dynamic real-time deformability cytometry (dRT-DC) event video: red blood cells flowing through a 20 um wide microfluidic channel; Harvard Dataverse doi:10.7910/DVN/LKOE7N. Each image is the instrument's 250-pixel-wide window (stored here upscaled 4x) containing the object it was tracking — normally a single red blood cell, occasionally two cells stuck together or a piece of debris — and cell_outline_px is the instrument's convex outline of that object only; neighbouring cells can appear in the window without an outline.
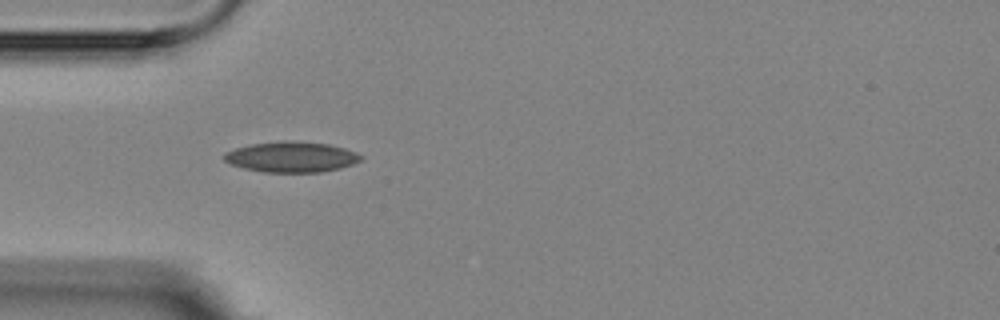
{"species": "Egyptian fruit bat (a non-hibernating species)", "species_latin": "Rousettus aegyptiacus", "temperature_condition": "room temperature", "stored_images_in_passage": 4, "camera_frame_rate_fps": 3000, "um_per_image_px": 0.085, "animal": {"sex": "female"}, "frame": {"image": 1, "passage_image": 1, "time_ms": 0.0, "image_size_px": [1000, 320], "cell_outline_px": [[364, 156], [360, 160], [352, 164], [340, 168], [320, 172], [264, 172], [244, 168], [232, 164], [224, 160], [224, 152], [236, 148], [252, 144], [280, 140], [288, 140], [328, 144], [344, 148], [356, 152]], "centroid_in_image_um": [24.77, 13.33], "position_along_channel_um": 60.2, "area_um2": 24.28}}
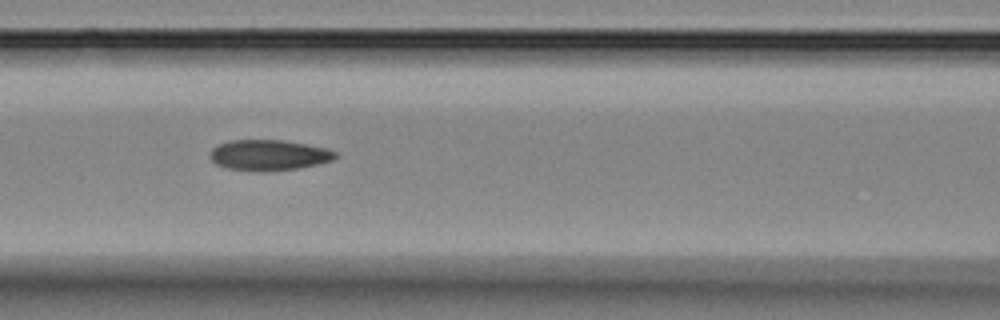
{"frame": {"image": 2, "passage_image": 3, "time_ms": 2.333, "image_size_px": [1000, 320], "cell_outline_px": [[340, 156], [332, 160], [300, 168], [260, 172], [256, 172], [224, 168], [216, 164], [208, 156], [212, 148], [220, 144], [232, 140], [284, 140], [308, 144], [324, 148], [336, 152]], "centroid_in_image_um": [22.83, 13.19], "position_along_channel_um": 143.8, "area_um2": 22.6}}
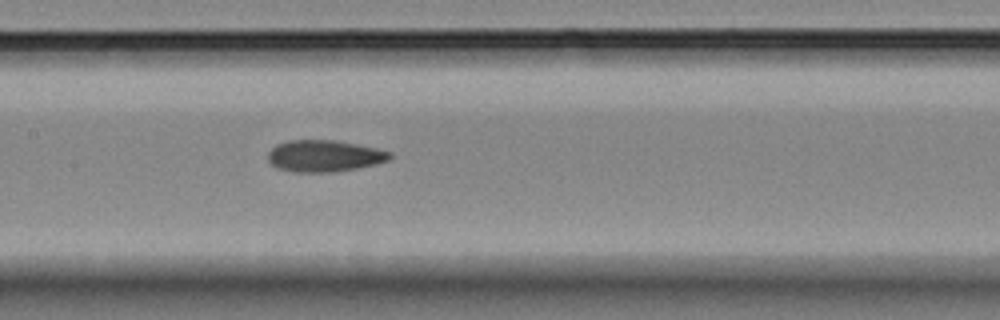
{"frame": {"image": 3, "passage_image": 4, "time_ms": 3.333, "image_size_px": [1000, 320], "cell_outline_px": [[392, 156], [388, 160], [376, 164], [336, 172], [292, 172], [276, 168], [268, 160], [268, 152], [276, 144], [288, 140], [336, 140], [376, 148], [392, 152]], "centroid_in_image_um": [27.55, 13.26], "position_along_channel_um": 179.9, "area_um2": 22.6}}